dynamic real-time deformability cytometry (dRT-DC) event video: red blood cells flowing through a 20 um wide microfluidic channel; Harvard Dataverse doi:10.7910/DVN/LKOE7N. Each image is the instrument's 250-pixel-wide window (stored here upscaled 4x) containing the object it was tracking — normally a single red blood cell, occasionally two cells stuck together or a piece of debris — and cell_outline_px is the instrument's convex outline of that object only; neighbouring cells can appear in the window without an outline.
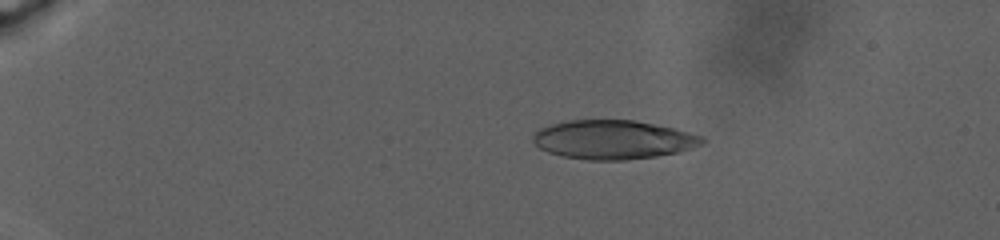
{"species": "human", "species_latin": "Homo sapiens", "temperature_condition": "warm", "stored_images_in_passage": 28, "camera_frame_rate_fps": 3000, "um_per_image_px": 0.085, "donor": {"sex": "male"}, "frame": {"image": 1, "passage_image": 15, "time_ms": 6.333, "image_size_px": [1000, 240], "cell_outline_px": [[708, 140], [704, 144], [692, 148], [676, 152], [656, 156], [624, 160], [588, 160], [564, 156], [548, 152], [540, 148], [532, 140], [532, 136], [540, 128], [552, 124], [568, 120], [632, 120], [676, 128], [704, 136]], "centroid_in_image_um": [52.16, 11.86], "position_along_channel_um": 32.8, "area_um2": 38.44}}
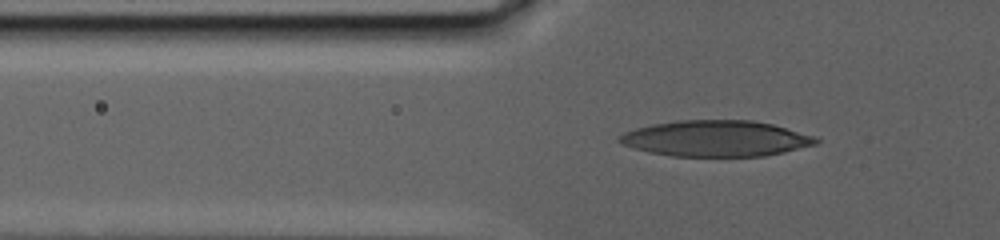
{"frame": {"image": 2, "passage_image": 26, "time_ms": 11.333, "image_size_px": [1000, 240], "cell_outline_px": [[820, 140], [816, 144], [784, 152], [764, 156], [672, 156], [648, 152], [624, 144], [616, 140], [624, 132], [636, 128], [652, 124], [676, 120], [752, 120], [772, 124], [816, 136]], "centroid_in_image_um": [60.87, 11.77], "position_along_channel_um": 64.9, "area_um2": 41.15}}